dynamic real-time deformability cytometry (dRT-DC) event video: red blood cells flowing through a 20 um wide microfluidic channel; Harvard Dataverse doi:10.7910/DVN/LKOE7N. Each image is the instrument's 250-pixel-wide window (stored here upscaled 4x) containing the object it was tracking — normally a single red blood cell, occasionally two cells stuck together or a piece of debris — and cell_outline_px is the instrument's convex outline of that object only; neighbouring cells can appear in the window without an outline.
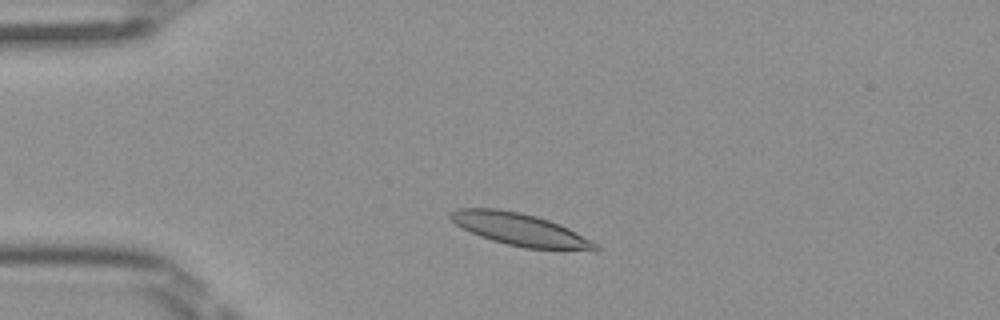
{"species": "Egyptian fruit bat (a non-hibernating species)", "species_latin": "Rousettus aegyptiacus", "temperature_condition": "room temperature", "stored_images_in_passage": 3, "camera_frame_rate_fps": 3000, "um_per_image_px": 0.085, "frame": {"image": 1, "passage_image": 2, "time_ms": 0.333, "image_size_px": [1000, 320], "cell_outline_px": [[600, 248], [596, 252], [524, 248], [492, 240], [480, 236], [456, 224], [448, 216], [456, 208], [496, 208], [520, 212], [536, 216], [560, 224], [600, 244]], "centroid_in_image_um": [44.32, 19.53], "position_along_channel_um": 40.7, "area_um2": 27.63}}